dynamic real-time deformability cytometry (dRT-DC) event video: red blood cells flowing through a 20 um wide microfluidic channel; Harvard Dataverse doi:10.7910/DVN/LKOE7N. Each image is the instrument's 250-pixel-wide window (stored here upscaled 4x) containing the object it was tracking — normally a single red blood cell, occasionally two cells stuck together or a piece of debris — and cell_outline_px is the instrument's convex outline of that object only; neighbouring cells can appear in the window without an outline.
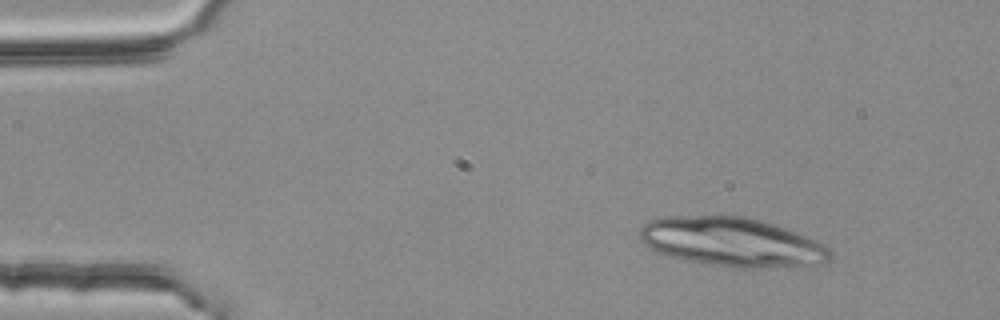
{"species": "common noctule bat (a hibernating species)", "species_latin": "Nyctalus noctula", "temperature_condition": "room temperature", "stored_images_in_passage": 3, "camera_frame_rate_fps": 3000, "um_per_image_px": 0.085, "animal": {"sex": "female", "body_mass_g": 25.1}, "frame": {"image": 1, "passage_image": 2, "time_ms": 0.333, "image_size_px": [1000, 320], "cell_outline_px": [[832, 256], [828, 264], [760, 268], [736, 268], [684, 260], [668, 256], [656, 252], [648, 248], [640, 240], [640, 228], [644, 224], [652, 220], [664, 216], [720, 212], [748, 216], [776, 224], [828, 244], [832, 252]], "centroid_in_image_um": [62.24, 20.53], "position_along_channel_um": 22.8, "area_um2": 56.53}}